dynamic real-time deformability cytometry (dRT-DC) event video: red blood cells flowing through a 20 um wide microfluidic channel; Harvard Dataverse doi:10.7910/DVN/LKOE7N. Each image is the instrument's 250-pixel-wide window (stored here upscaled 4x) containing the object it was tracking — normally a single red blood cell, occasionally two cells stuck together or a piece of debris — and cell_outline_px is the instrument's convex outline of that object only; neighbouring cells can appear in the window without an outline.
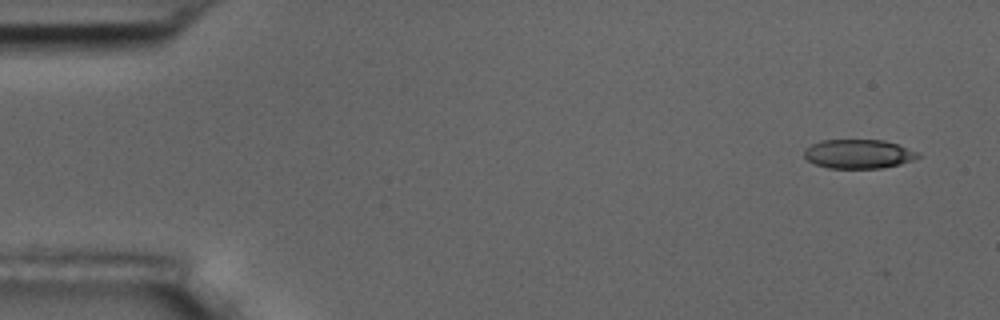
{"species": "common noctule bat (a hibernating species)", "species_latin": "Nyctalus noctula", "temperature_condition": "room temperature", "stored_images_in_passage": 5, "camera_frame_rate_fps": 3000, "um_per_image_px": 0.085, "animal": {"sex": "male", "body_mass_g": 17.5, "forearm_length_mm": 52.3}, "frame": {"image": 1, "passage_image": 2, "time_ms": 1.333, "image_size_px": [1000, 320], "cell_outline_px": [[920, 156], [912, 160], [900, 164], [880, 168], [828, 168], [816, 164], [808, 160], [804, 156], [804, 148], [820, 140], [884, 140], [920, 152]], "centroid_in_image_um": [72.96, 13.08], "position_along_channel_um": 12.0, "area_um2": 19.25}}
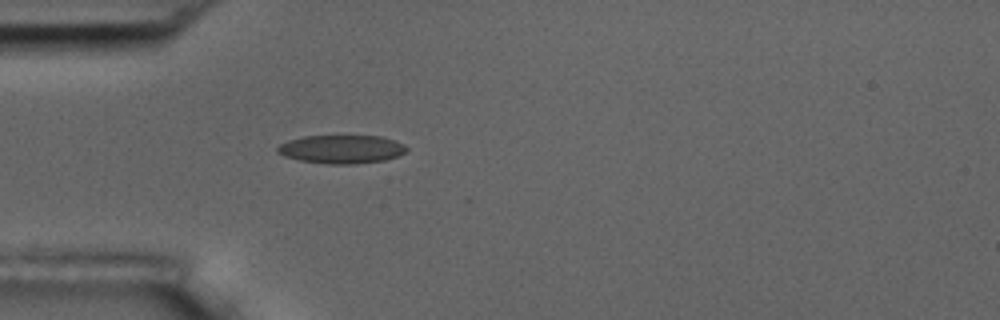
{"frame": {"image": 2, "passage_image": 5, "time_ms": 5.667, "image_size_px": [1000, 320], "cell_outline_px": [[408, 148], [404, 152], [396, 156], [384, 160], [356, 164], [328, 164], [300, 160], [284, 156], [276, 152], [276, 148], [280, 144], [288, 140], [304, 136], [380, 136], [404, 144]], "centroid_in_image_um": [28.99, 12.68], "position_along_channel_um": 56.0, "area_um2": 21.27}}